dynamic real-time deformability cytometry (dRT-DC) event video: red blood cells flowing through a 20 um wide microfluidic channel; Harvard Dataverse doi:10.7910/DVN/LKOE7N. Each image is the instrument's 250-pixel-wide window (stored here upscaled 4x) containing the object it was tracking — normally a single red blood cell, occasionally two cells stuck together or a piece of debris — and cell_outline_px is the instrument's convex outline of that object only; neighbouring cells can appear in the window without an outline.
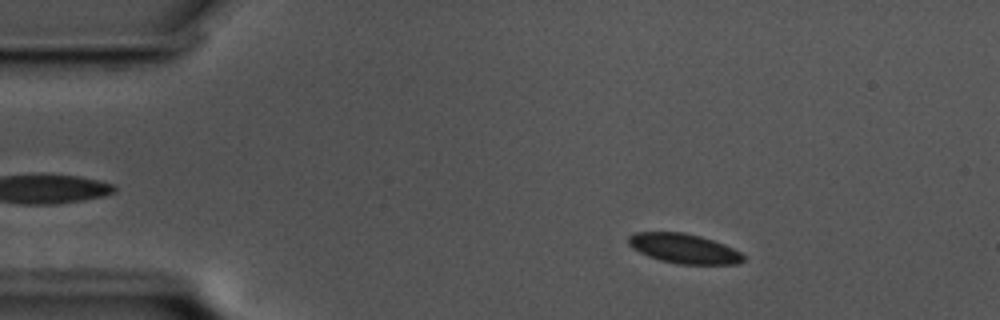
{"species": "common noctule bat (a hibernating species)", "species_latin": "Nyctalus noctula", "temperature_condition": "cold", "stored_images_in_passage": 58, "camera_frame_rate_fps": 3000, "um_per_image_px": 0.085, "animal": {"sex": "male", "body_mass_g": 17.5, "forearm_length_mm": 52.3}, "frame": {"image": 1, "passage_image": 9, "time_ms": 2.667, "image_size_px": [1000, 320], "cell_outline_px": [[744, 260], [740, 264], [680, 264], [660, 260], [648, 256], [632, 248], [628, 244], [628, 236], [636, 232], [684, 232], [700, 236], [724, 244], [740, 252], [744, 256]], "centroid_in_image_um": [58.13, 21.12], "position_along_channel_um": 26.9, "area_um2": 19.83}}
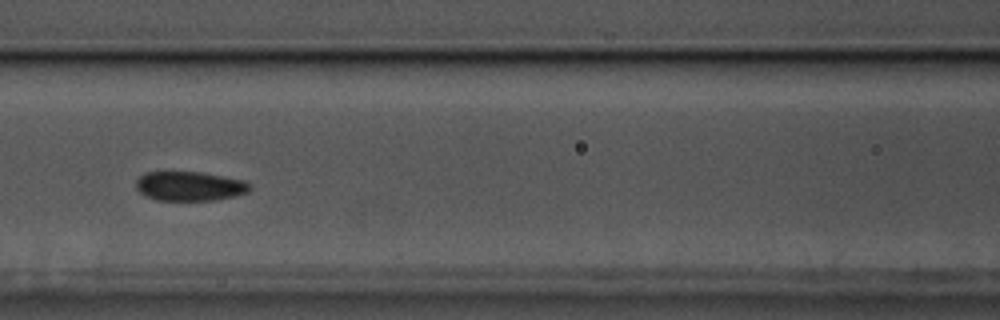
{"frame": {"image": 2, "passage_image": 25, "time_ms": 8.0, "image_size_px": [1000, 320], "cell_outline_px": [[252, 188], [248, 192], [236, 196], [216, 200], [156, 200], [140, 192], [136, 188], [136, 180], [140, 176], [148, 172], [200, 172], [244, 180]], "centroid_in_image_um": [16.14, 15.83], "position_along_channel_um": 150.5, "area_um2": 19.36}}
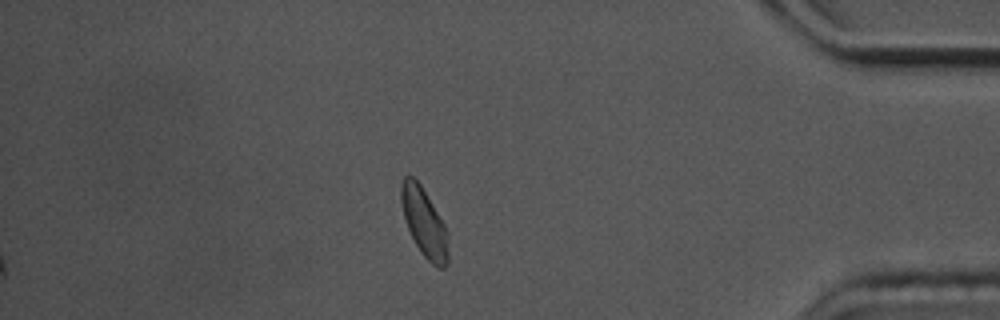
{"frame": {"image": 3, "passage_image": 50, "time_ms": 16.333, "image_size_px": [1000, 320], "cell_outline_px": [[448, 264], [444, 268], [440, 268], [432, 264], [424, 256], [416, 244], [408, 228], [404, 216], [400, 200], [400, 184], [404, 176], [412, 176], [420, 184], [444, 224], [448, 232]], "centroid_in_image_um": [36.06, 18.92], "position_along_channel_um": 399.1, "area_um2": 18.61}, "authors_computed_cell_mechanics": {"area_um2": 19.5075, "velocity_mm_per_s": 3.4412, "shape_relaxation_time_tau1_ms": null, "shape_relaxation_time_tau2_ms": 3.2408, "deformation_change_tau1": null, "deformation_change_tau2": 0.0557}}